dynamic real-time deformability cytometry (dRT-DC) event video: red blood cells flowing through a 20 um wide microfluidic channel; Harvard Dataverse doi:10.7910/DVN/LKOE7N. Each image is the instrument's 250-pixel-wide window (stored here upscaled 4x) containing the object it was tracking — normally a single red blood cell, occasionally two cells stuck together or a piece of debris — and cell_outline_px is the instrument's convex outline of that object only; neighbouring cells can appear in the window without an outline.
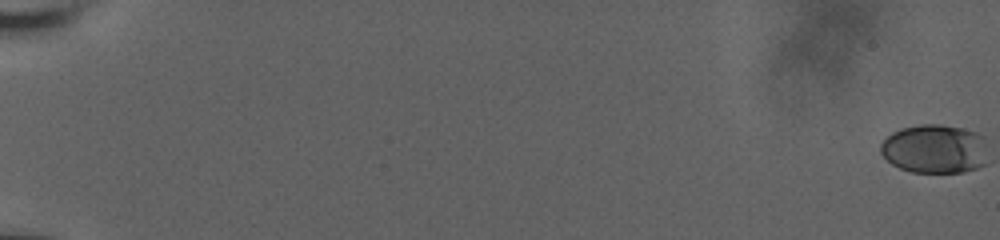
{"species": "human", "species_latin": "Homo sapiens", "temperature_condition": "room temperature", "stored_images_in_passage": 16, "camera_frame_rate_fps": 3000, "um_per_image_px": 0.085, "donor": {"sex": "male"}, "frame": {"image": 1, "passage_image": 1, "time_ms": 0.0, "image_size_px": [1000, 240], "cell_outline_px": [[984, 164], [976, 168], [964, 172], [912, 172], [900, 168], [892, 164], [880, 152], [880, 144], [892, 132], [900, 128], [920, 124], [940, 124], [964, 128], [976, 132], [984, 136]], "centroid_in_image_um": [79.42, 12.64], "position_along_channel_um": 5.6, "area_um2": 30.52}}
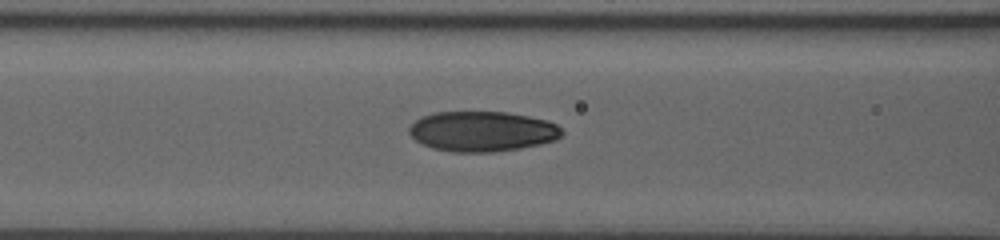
{"frame": {"image": 2, "passage_image": 14, "time_ms": 9.667, "image_size_px": [1000, 240], "cell_outline_px": [[564, 132], [556, 140], [540, 144], [520, 148], [492, 152], [452, 152], [432, 148], [416, 140], [408, 132], [408, 128], [420, 116], [436, 112], [504, 112], [528, 116], [544, 120], [556, 124]], "centroid_in_image_um": [40.97, 11.17], "position_along_channel_um": 125.6, "area_um2": 35.66}}
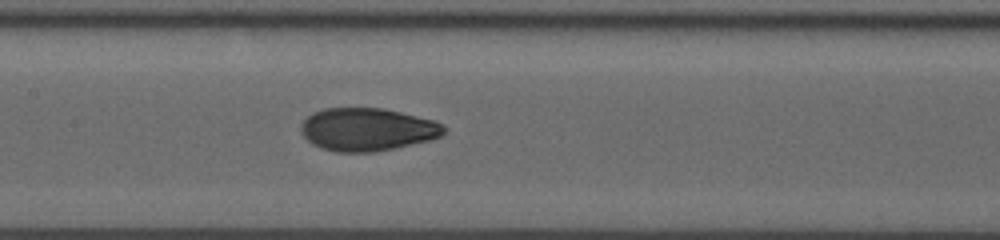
{"frame": {"image": 3, "passage_image": 16, "time_ms": 11.0, "image_size_px": [1000, 240], "cell_outline_px": [[444, 132], [440, 136], [428, 140], [396, 148], [372, 152], [336, 152], [320, 148], [312, 144], [300, 132], [300, 124], [312, 112], [324, 108], [384, 108], [432, 120], [444, 124]], "centroid_in_image_um": [31.17, 11.0], "position_along_channel_um": 176.2, "area_um2": 35.72}}